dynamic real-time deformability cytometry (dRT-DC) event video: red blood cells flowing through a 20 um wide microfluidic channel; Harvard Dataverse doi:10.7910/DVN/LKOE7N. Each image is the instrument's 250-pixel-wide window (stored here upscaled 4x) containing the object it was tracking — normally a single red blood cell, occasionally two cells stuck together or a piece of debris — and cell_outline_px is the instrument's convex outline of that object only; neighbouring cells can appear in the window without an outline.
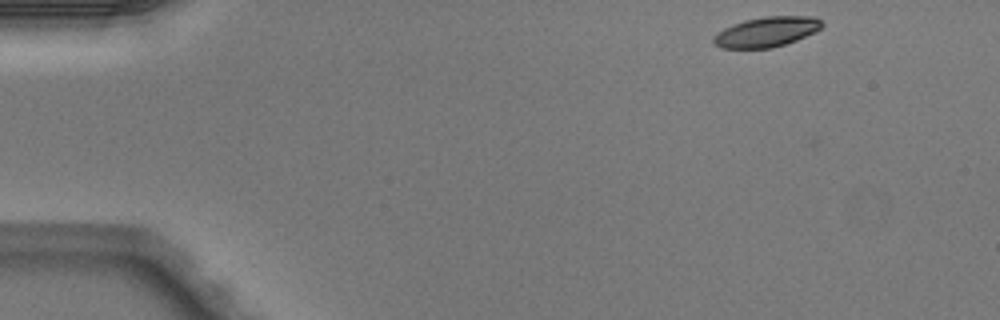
{"species": "Egyptian fruit bat (a non-hibernating species)", "species_latin": "Rousettus aegyptiacus", "temperature_condition": "warm", "stored_images_in_passage": 4, "camera_frame_rate_fps": 3000, "um_per_image_px": 0.085, "animal": {"sex": "male"}, "frame": {"image": 1, "passage_image": 1, "time_ms": 0.0, "image_size_px": [1000, 320], "cell_outline_px": [[824, 24], [816, 32], [796, 40], [772, 48], [720, 48], [712, 44], [712, 40], [724, 28], [732, 24], [744, 20], [764, 16], [816, 16]], "centroid_in_image_um": [65.17, 2.7], "position_along_channel_um": 19.8, "area_um2": 19.02}}
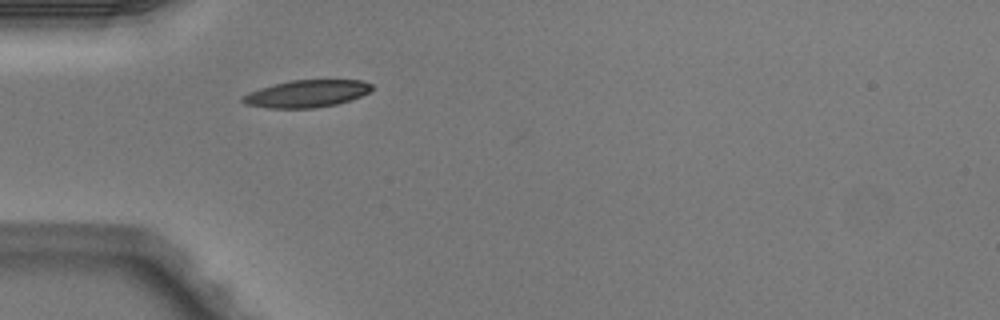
{"frame": {"image": 2, "passage_image": 4, "time_ms": 1.0, "image_size_px": [1000, 320], "cell_outline_px": [[372, 88], [368, 92], [360, 96], [336, 104], [316, 108], [268, 108], [244, 104], [240, 100], [240, 96], [248, 92], [272, 84], [292, 80], [364, 80], [372, 84]], "centroid_in_image_um": [26.01, 7.96], "position_along_channel_um": 59.0, "area_um2": 20.58}}